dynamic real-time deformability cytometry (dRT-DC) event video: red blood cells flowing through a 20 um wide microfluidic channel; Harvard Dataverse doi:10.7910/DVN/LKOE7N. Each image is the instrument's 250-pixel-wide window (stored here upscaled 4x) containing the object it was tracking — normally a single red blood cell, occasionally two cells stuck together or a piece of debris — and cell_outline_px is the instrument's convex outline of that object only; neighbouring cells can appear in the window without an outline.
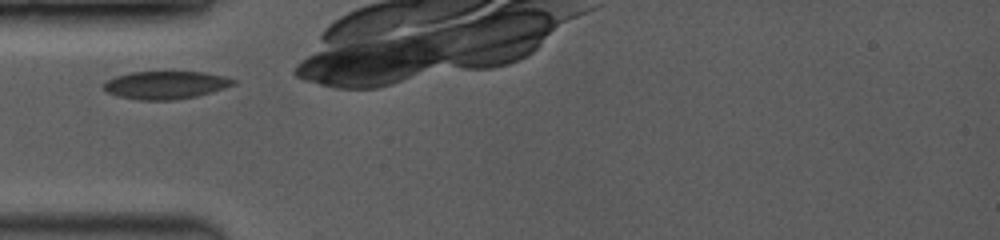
{"species": "common noctule bat (a hibernating species)", "species_latin": "Nyctalus noctula", "temperature_condition": "room temperature", "stored_images_in_passage": 4, "camera_frame_rate_fps": 3500, "um_per_image_px": 0.085, "animal": {"sex": "female", "body_mass_g": 19.0, "forearm_length_mm": 53.3}, "frame": {"image": 1, "passage_image": 1, "time_ms": 0.0, "image_size_px": [1000, 240], "cell_outline_px": [[236, 84], [212, 92], [196, 96], [172, 100], [140, 100], [120, 96], [108, 92], [100, 84], [116, 76], [132, 72], [204, 72], [224, 76], [236, 80]], "centroid_in_image_um": [14.09, 7.22], "position_along_channel_um": 70.9, "area_um2": 20.92}}